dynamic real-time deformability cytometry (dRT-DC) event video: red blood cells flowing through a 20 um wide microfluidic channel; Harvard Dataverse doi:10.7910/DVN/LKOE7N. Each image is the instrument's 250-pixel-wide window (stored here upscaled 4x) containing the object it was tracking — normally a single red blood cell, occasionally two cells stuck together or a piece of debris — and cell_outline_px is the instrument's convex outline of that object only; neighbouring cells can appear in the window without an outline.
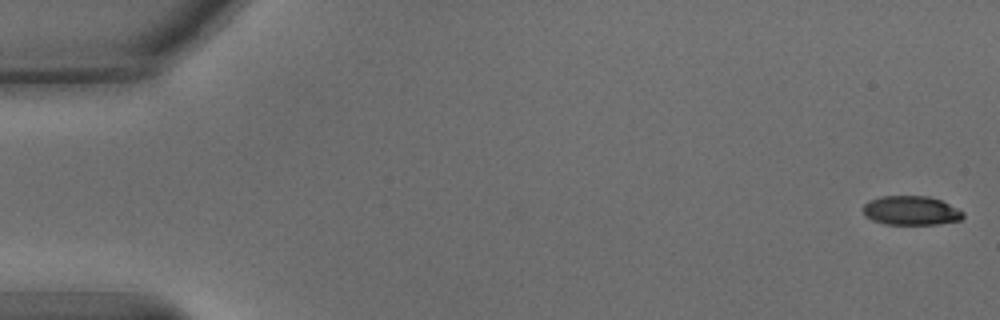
{"species": "common noctule bat (a hibernating species)", "species_latin": "Nyctalus noctula", "temperature_condition": "warm", "stored_images_in_passage": 53, "camera_frame_rate_fps": 3000, "um_per_image_px": 0.085, "animal": {"sex": "male", "body_mass_g": 15.6}, "frame": {"image": 1, "passage_image": 1, "time_ms": 0.0, "image_size_px": [1000, 320], "cell_outline_px": [[964, 216], [960, 220], [940, 224], [884, 224], [872, 220], [864, 216], [864, 204], [868, 200], [880, 196], [928, 196], [940, 200], [964, 212]], "centroid_in_image_um": [77.41, 17.9], "position_along_channel_um": 7.6, "area_um2": 16.99}}
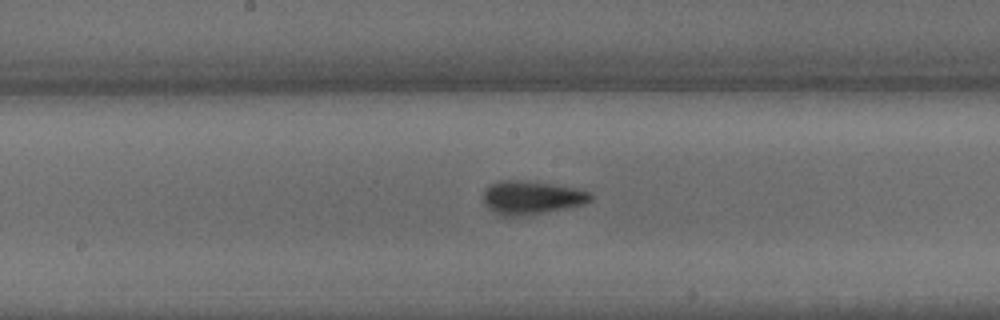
{"frame": {"image": 2, "passage_image": 28, "time_ms": 9.0, "image_size_px": [1000, 320], "cell_outline_px": [[592, 200], [584, 204], [528, 216], [500, 216], [492, 212], [484, 204], [484, 192], [492, 184], [500, 180], [520, 180], [552, 184], [576, 188], [592, 192]], "centroid_in_image_um": [45.19, 16.81], "position_along_channel_um": 203.0, "area_um2": 21.04}}
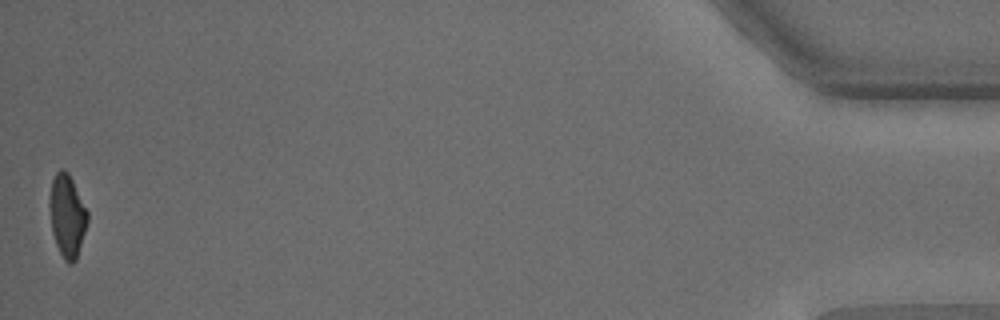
{"frame": {"image": 3, "passage_image": 53, "time_ms": 17.333, "image_size_px": [1000, 320], "cell_outline_px": [[88, 220], [76, 260], [72, 264], [68, 264], [64, 260], [56, 244], [52, 232], [48, 204], [52, 180], [56, 172], [60, 168], [64, 168], [68, 172], [88, 212]], "centroid_in_image_um": [5.69, 18.33], "position_along_channel_um": 429.5, "area_um2": 18.26}, "authors_computed_cell_mechanics": {"area_um2": 19.0162, "velocity_mm_per_s": 3.8187, "shape_relaxation_time_tau1_ms": 3.4429, "shape_relaxation_time_tau2_ms": 1.1564, "deformation_change_tau1": 0.1643, "deformation_change_tau2": 0.0798}}